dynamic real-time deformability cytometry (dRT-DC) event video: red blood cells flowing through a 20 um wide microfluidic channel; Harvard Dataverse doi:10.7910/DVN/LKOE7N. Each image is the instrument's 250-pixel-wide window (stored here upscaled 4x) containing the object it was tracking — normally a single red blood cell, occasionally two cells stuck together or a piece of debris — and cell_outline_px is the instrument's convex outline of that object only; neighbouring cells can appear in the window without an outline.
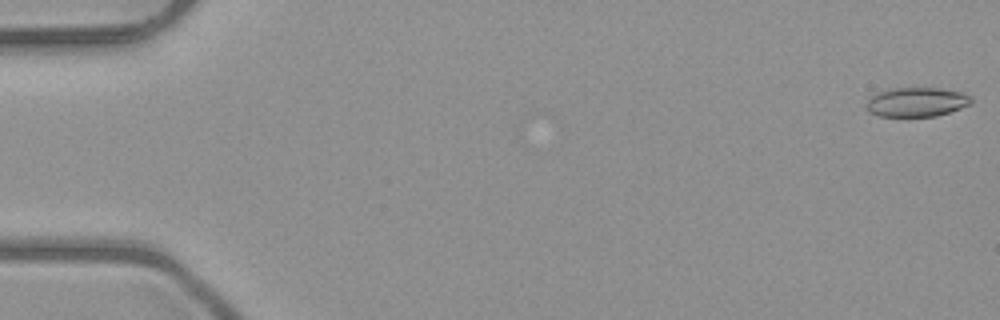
{"species": "common noctule bat (a hibernating species)", "species_latin": "Nyctalus noctula", "temperature_condition": "room temperature", "stored_images_in_passage": 46, "camera_frame_rate_fps": 3000, "um_per_image_px": 0.085, "animal": {"sex": "male", "body_mass_g": 23.1, "forearm_length_mm": 52.7}, "frame": {"image": 1, "passage_image": 1, "time_ms": 0.0, "image_size_px": [1000, 320], "cell_outline_px": [[972, 104], [936, 116], [880, 116], [868, 112], [868, 100], [876, 92], [892, 88], [940, 88], [964, 92], [972, 96]], "centroid_in_image_um": [77.95, 8.66], "position_along_channel_um": 7.0, "area_um2": 17.92}}
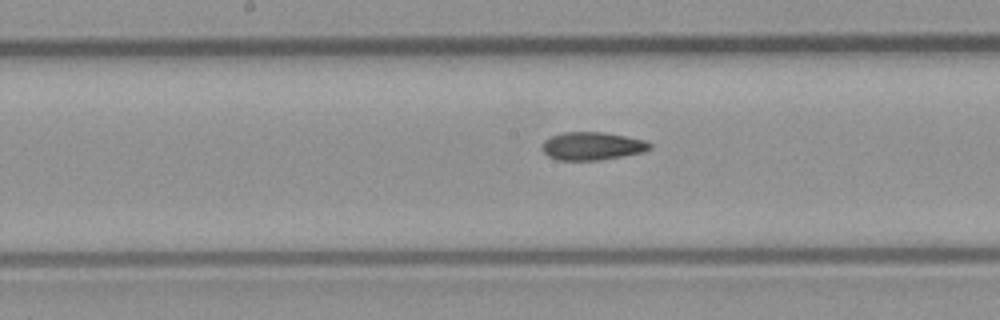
{"frame": {"image": 2, "passage_image": 27, "time_ms": 8.667, "image_size_px": [1000, 320], "cell_outline_px": [[652, 148], [644, 152], [600, 160], [556, 160], [548, 156], [540, 148], [544, 140], [552, 136], [564, 132], [604, 132], [644, 140], [652, 144]], "centroid_in_image_um": [50.32, 12.42], "position_along_channel_um": 197.9, "area_um2": 17.63}}
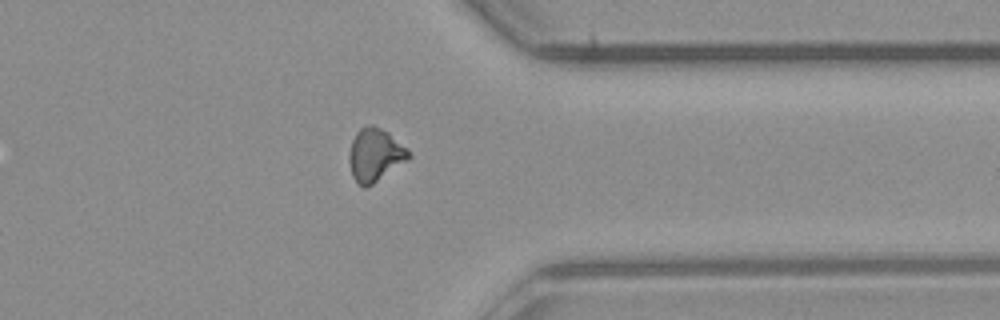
{"frame": {"image": 3, "passage_image": 41, "time_ms": 13.333, "image_size_px": [1000, 320], "cell_outline_px": [[412, 156], [408, 160], [372, 184], [364, 188], [352, 176], [348, 160], [348, 156], [352, 140], [356, 132], [360, 128], [368, 124], [372, 124], [388, 132], [408, 148]], "centroid_in_image_um": [31.88, 13.14], "position_along_channel_um": 379.5, "area_um2": 18.44}}